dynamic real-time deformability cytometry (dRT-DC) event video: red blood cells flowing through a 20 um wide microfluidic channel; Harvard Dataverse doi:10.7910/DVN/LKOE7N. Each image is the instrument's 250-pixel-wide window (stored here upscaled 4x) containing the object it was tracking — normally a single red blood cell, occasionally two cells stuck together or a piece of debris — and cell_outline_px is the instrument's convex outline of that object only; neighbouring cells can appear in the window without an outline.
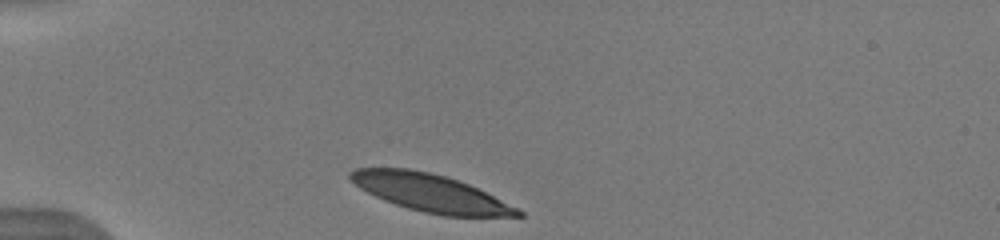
{"species": "human", "species_latin": "Homo sapiens", "temperature_condition": "warm", "stored_images_in_passage": 22, "camera_frame_rate_fps": 3000, "um_per_image_px": 0.085, "donor": {"sex": "male"}, "frame": {"image": 1, "passage_image": 1, "time_ms": 0.0, "image_size_px": [1000, 240], "cell_outline_px": [[524, 216], [444, 216], [424, 212], [408, 208], [384, 200], [360, 188], [348, 176], [348, 172], [356, 168], [408, 168], [428, 172], [444, 176], [468, 184], [520, 208], [524, 212]], "centroid_in_image_um": [36.61, 16.4], "position_along_channel_um": 48.4, "area_um2": 36.3}}